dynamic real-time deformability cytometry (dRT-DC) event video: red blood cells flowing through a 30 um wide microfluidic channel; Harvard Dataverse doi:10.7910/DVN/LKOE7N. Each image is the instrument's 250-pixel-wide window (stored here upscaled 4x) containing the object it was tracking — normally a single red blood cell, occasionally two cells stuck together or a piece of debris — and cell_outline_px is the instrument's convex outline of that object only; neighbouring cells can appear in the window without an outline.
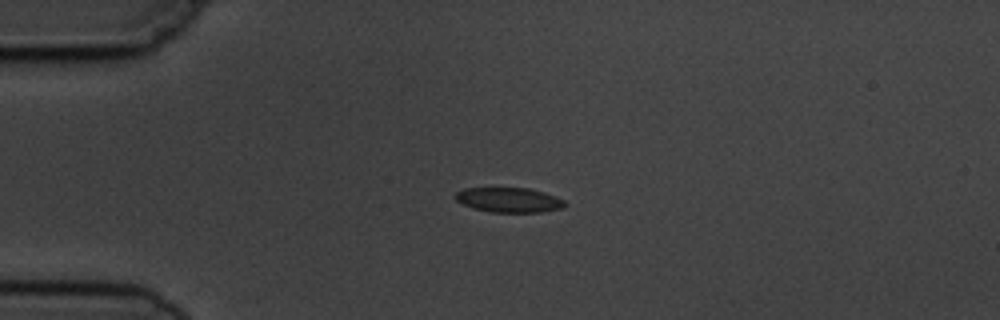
{"species": "common noctule bat (a hibernating species)", "species_latin": "Nyctalus noctula", "temperature_condition": "cold", "stored_images_in_passage": 6, "camera_frame_rate_fps": 3000, "um_per_image_px": 0.085, "animal": {"sex": "male", "body_mass_g": 19.5, "forearm_length_mm": 54.6}, "frame": {"image": 1, "passage_image": 1, "time_ms": 0.0, "image_size_px": [1000, 320], "cell_outline_px": [[568, 204], [564, 208], [540, 212], [488, 212], [472, 208], [456, 200], [456, 192], [464, 188], [528, 188], [544, 192], [564, 200]], "centroid_in_image_um": [43.29, 17.0], "position_along_channel_um": 41.7, "area_um2": 15.84}}
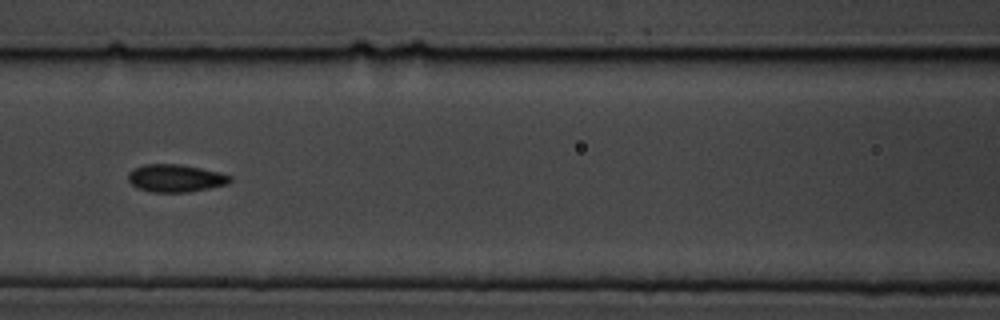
{"frame": {"image": 2, "passage_image": 4, "time_ms": 3.667, "image_size_px": [1000, 320], "cell_outline_px": [[232, 180], [228, 184], [188, 192], [152, 192], [136, 188], [128, 180], [128, 172], [132, 168], [144, 164], [180, 164], [220, 172], [232, 176]], "centroid_in_image_um": [14.9, 15.14], "position_along_channel_um": 151.7, "area_um2": 16.53}}
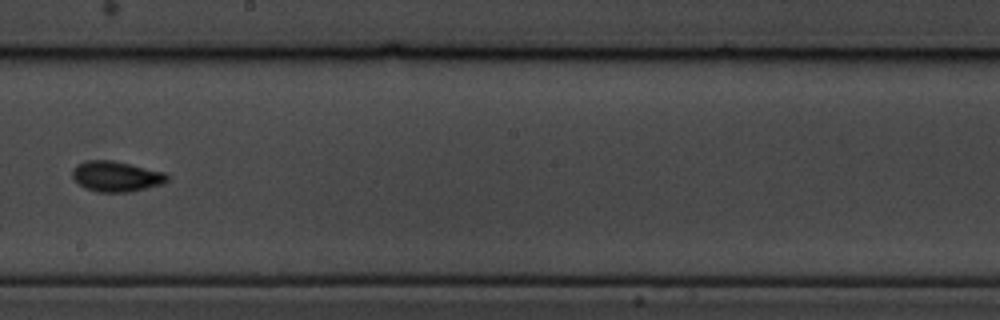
{"frame": {"image": 3, "passage_image": 6, "time_ms": 6.0, "image_size_px": [1000, 320], "cell_outline_px": [[168, 180], [164, 184], [128, 192], [96, 192], [84, 188], [76, 184], [72, 176], [72, 168], [76, 164], [88, 160], [112, 160], [164, 172], [168, 176]], "centroid_in_image_um": [9.83, 15.0], "position_along_channel_um": 238.4, "area_um2": 16.99}}